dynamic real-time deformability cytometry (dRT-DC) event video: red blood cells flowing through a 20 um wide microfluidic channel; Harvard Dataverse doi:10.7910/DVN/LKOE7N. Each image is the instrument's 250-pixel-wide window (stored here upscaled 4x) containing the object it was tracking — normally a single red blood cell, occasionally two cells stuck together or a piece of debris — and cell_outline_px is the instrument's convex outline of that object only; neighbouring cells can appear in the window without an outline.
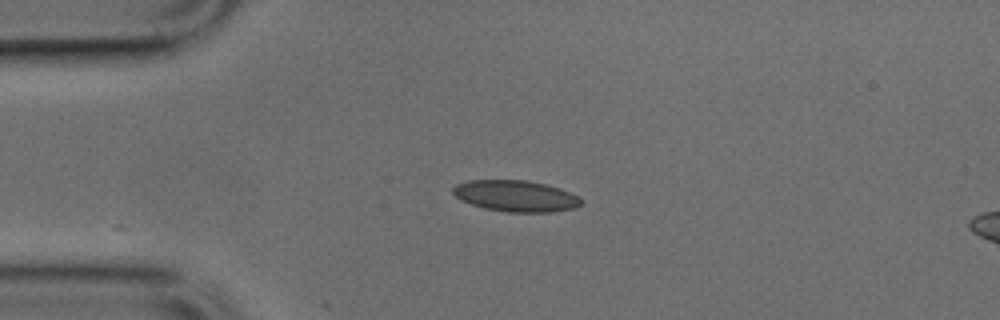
{"species": "common noctule bat (a hibernating species)", "species_latin": "Nyctalus noctula", "temperature_condition": "cold", "stored_images_in_passage": 3, "camera_frame_rate_fps": 3000, "um_per_image_px": 0.085, "animal": {"sex": "male", "body_mass_g": 17.9, "forearm_length_mm": 54.2}, "frame": {"image": 1, "passage_image": 1, "time_ms": 0.0, "image_size_px": [1000, 320], "cell_outline_px": [[580, 204], [576, 208], [552, 212], [508, 212], [484, 208], [460, 200], [452, 192], [452, 188], [456, 184], [468, 180], [524, 180], [544, 184], [560, 188], [580, 196]], "centroid_in_image_um": [43.83, 16.66], "position_along_channel_um": 41.2, "area_um2": 23.35}}